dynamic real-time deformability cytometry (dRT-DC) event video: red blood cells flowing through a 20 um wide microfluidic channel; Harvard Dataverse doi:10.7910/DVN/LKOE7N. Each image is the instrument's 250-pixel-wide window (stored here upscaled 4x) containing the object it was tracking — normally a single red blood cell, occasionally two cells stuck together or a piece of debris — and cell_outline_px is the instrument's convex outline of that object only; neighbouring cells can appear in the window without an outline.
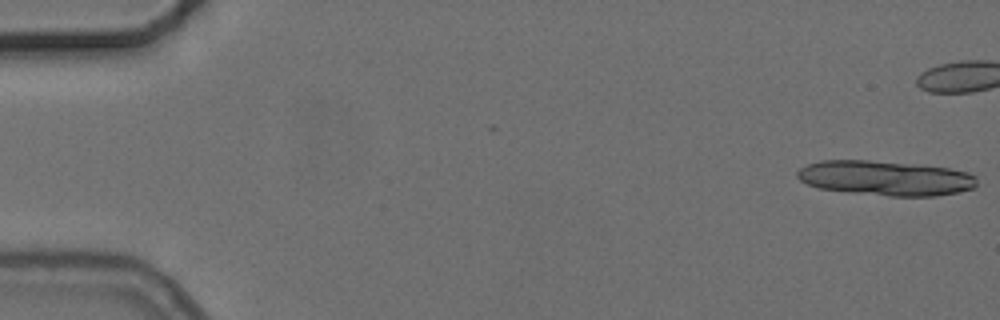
{"species": "common noctule bat (a hibernating species)", "species_latin": "Nyctalus noctula", "temperature_condition": "cold", "stored_images_in_passage": 14, "camera_frame_rate_fps": 3000, "um_per_image_px": 0.085, "animal": {"sex": "female", "body_mass_g": 24.6, "forearm_length_mm": 56.2}, "frame": {"image": 1, "passage_image": 1, "time_ms": 0.0, "image_size_px": [1000, 320], "cell_outline_px": [[976, 184], [972, 188], [956, 192], [936, 196], [888, 196], [852, 192], [820, 188], [808, 184], [800, 180], [796, 176], [796, 172], [800, 168], [808, 164], [820, 160], [868, 160], [912, 164], [948, 168], [968, 172], [976, 176]], "centroid_in_image_um": [75.25, 15.13], "position_along_channel_um": 9.8, "area_um2": 36.18}}